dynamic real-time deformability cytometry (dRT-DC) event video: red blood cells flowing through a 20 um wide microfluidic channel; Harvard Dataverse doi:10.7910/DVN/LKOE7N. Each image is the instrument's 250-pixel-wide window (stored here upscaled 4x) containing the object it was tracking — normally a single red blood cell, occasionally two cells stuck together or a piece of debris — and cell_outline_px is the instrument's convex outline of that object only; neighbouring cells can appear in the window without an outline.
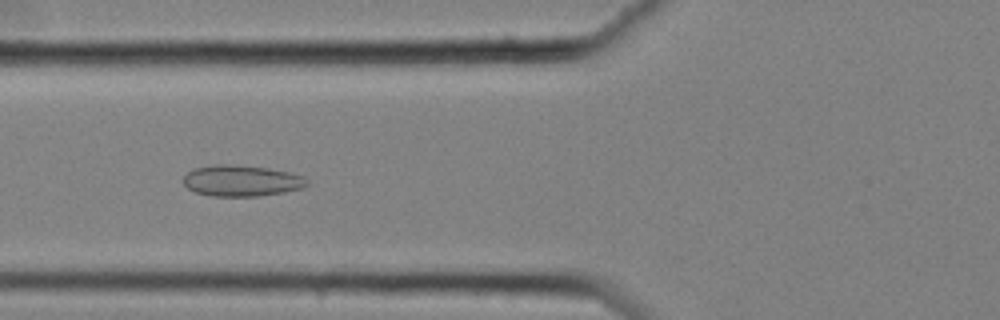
{"species": "common noctule bat (a hibernating species)", "species_latin": "Nyctalus noctula", "temperature_condition": "cold", "stored_images_in_passage": 46, "camera_frame_rate_fps": 3000, "um_per_image_px": 0.085, "animal": {"sex": "female", "body_mass_g": 25.1}, "frame": {"image": 1, "passage_image": 11, "time_ms": 3.333, "image_size_px": [1000, 320], "cell_outline_px": [[312, 184], [304, 188], [284, 192], [260, 196], [212, 196], [196, 192], [188, 188], [184, 184], [184, 176], [192, 168], [212, 164], [228, 164], [268, 168], [288, 172], [304, 176]], "centroid_in_image_um": [20.56, 15.36], "position_along_channel_um": 105.2, "area_um2": 22.66}}
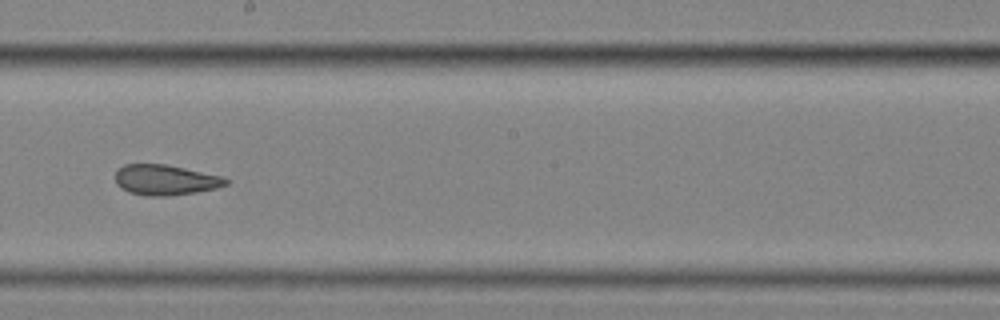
{"frame": {"image": 2, "passage_image": 22, "time_ms": 7.0, "image_size_px": [1000, 320], "cell_outline_px": [[232, 180], [228, 184], [216, 188], [196, 192], [168, 196], [148, 196], [128, 192], [120, 188], [116, 184], [116, 172], [124, 164], [164, 164], [224, 176]], "centroid_in_image_um": [14.09, 15.3], "position_along_channel_um": 234.1, "area_um2": 19.71}}
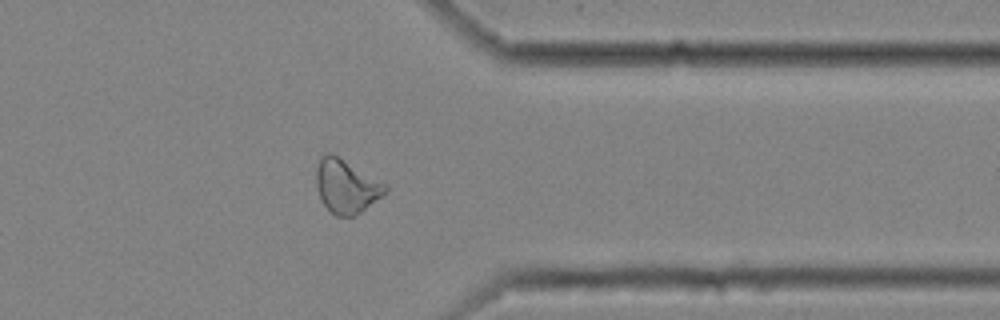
{"frame": {"image": 3, "passage_image": 35, "time_ms": 11.333, "image_size_px": [1000, 320], "cell_outline_px": [[388, 192], [356, 216], [336, 216], [324, 204], [316, 188], [316, 168], [320, 156], [324, 152], [332, 152], [388, 184]], "centroid_in_image_um": [29.45, 15.8], "position_along_channel_um": 381.9, "area_um2": 22.02}, "authors_computed_cell_mechanics": {"area_um2": 21.5594, "velocity_mm_per_s": 3.5157, "shape_relaxation_time_tau1_ms": null, "shape_relaxation_time_tau2_ms": 2.3406, "deformation_change_tau1": null, "deformation_change_tau2": 0.0923}}